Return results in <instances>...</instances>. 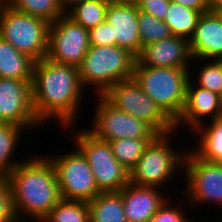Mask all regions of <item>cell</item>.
Masks as SVG:
<instances>
[{"mask_svg": "<svg viewBox=\"0 0 222 222\" xmlns=\"http://www.w3.org/2000/svg\"><path fill=\"white\" fill-rule=\"evenodd\" d=\"M83 89L77 67L56 63L46 57L35 61L32 106L41 124L57 119L63 129L70 128L80 111Z\"/></svg>", "mask_w": 222, "mask_h": 222, "instance_id": "1", "label": "cell"}, {"mask_svg": "<svg viewBox=\"0 0 222 222\" xmlns=\"http://www.w3.org/2000/svg\"><path fill=\"white\" fill-rule=\"evenodd\" d=\"M6 177L18 219L43 220L62 199L54 166L47 157L24 160Z\"/></svg>", "mask_w": 222, "mask_h": 222, "instance_id": "2", "label": "cell"}, {"mask_svg": "<svg viewBox=\"0 0 222 222\" xmlns=\"http://www.w3.org/2000/svg\"><path fill=\"white\" fill-rule=\"evenodd\" d=\"M189 69L135 66L133 78L141 90L175 123L185 106L187 84L192 74Z\"/></svg>", "mask_w": 222, "mask_h": 222, "instance_id": "3", "label": "cell"}, {"mask_svg": "<svg viewBox=\"0 0 222 222\" xmlns=\"http://www.w3.org/2000/svg\"><path fill=\"white\" fill-rule=\"evenodd\" d=\"M137 57L118 46H92L78 67L82 86L103 95L112 85L133 77Z\"/></svg>", "mask_w": 222, "mask_h": 222, "instance_id": "4", "label": "cell"}, {"mask_svg": "<svg viewBox=\"0 0 222 222\" xmlns=\"http://www.w3.org/2000/svg\"><path fill=\"white\" fill-rule=\"evenodd\" d=\"M157 135L145 147L143 155L129 172V182L138 186L157 187L165 184L174 173L184 170L186 152L176 150L170 144V135ZM181 170V171H180ZM162 184V185H161Z\"/></svg>", "mask_w": 222, "mask_h": 222, "instance_id": "5", "label": "cell"}, {"mask_svg": "<svg viewBox=\"0 0 222 222\" xmlns=\"http://www.w3.org/2000/svg\"><path fill=\"white\" fill-rule=\"evenodd\" d=\"M49 24L9 5L0 8V37L35 61L47 56Z\"/></svg>", "mask_w": 222, "mask_h": 222, "instance_id": "6", "label": "cell"}, {"mask_svg": "<svg viewBox=\"0 0 222 222\" xmlns=\"http://www.w3.org/2000/svg\"><path fill=\"white\" fill-rule=\"evenodd\" d=\"M102 96L116 109L147 123L158 135L175 133V123L141 90L133 77L112 85Z\"/></svg>", "mask_w": 222, "mask_h": 222, "instance_id": "7", "label": "cell"}, {"mask_svg": "<svg viewBox=\"0 0 222 222\" xmlns=\"http://www.w3.org/2000/svg\"><path fill=\"white\" fill-rule=\"evenodd\" d=\"M75 145L92 169L100 192L121 191L129 183V172L117 161L109 142L99 140L88 130H80Z\"/></svg>", "mask_w": 222, "mask_h": 222, "instance_id": "8", "label": "cell"}, {"mask_svg": "<svg viewBox=\"0 0 222 222\" xmlns=\"http://www.w3.org/2000/svg\"><path fill=\"white\" fill-rule=\"evenodd\" d=\"M49 158L54 166L62 199L90 202L99 193L92 169L77 148Z\"/></svg>", "mask_w": 222, "mask_h": 222, "instance_id": "9", "label": "cell"}, {"mask_svg": "<svg viewBox=\"0 0 222 222\" xmlns=\"http://www.w3.org/2000/svg\"><path fill=\"white\" fill-rule=\"evenodd\" d=\"M97 98L92 128L88 131L99 140L154 139L158 135L147 123L116 109L102 95Z\"/></svg>", "mask_w": 222, "mask_h": 222, "instance_id": "10", "label": "cell"}, {"mask_svg": "<svg viewBox=\"0 0 222 222\" xmlns=\"http://www.w3.org/2000/svg\"><path fill=\"white\" fill-rule=\"evenodd\" d=\"M89 47V30L66 14L49 24L46 58L51 61L78 68Z\"/></svg>", "mask_w": 222, "mask_h": 222, "instance_id": "11", "label": "cell"}, {"mask_svg": "<svg viewBox=\"0 0 222 222\" xmlns=\"http://www.w3.org/2000/svg\"><path fill=\"white\" fill-rule=\"evenodd\" d=\"M192 149L187 151L186 148L183 170L188 184V201L193 205L206 202L222 205V163L205 161Z\"/></svg>", "mask_w": 222, "mask_h": 222, "instance_id": "12", "label": "cell"}, {"mask_svg": "<svg viewBox=\"0 0 222 222\" xmlns=\"http://www.w3.org/2000/svg\"><path fill=\"white\" fill-rule=\"evenodd\" d=\"M31 83L32 80L0 77V122L24 130L41 124L32 106Z\"/></svg>", "mask_w": 222, "mask_h": 222, "instance_id": "13", "label": "cell"}, {"mask_svg": "<svg viewBox=\"0 0 222 222\" xmlns=\"http://www.w3.org/2000/svg\"><path fill=\"white\" fill-rule=\"evenodd\" d=\"M139 10L134 1L110 0L105 20L112 26L116 46L129 50L136 57L142 51L138 24Z\"/></svg>", "mask_w": 222, "mask_h": 222, "instance_id": "14", "label": "cell"}, {"mask_svg": "<svg viewBox=\"0 0 222 222\" xmlns=\"http://www.w3.org/2000/svg\"><path fill=\"white\" fill-rule=\"evenodd\" d=\"M190 61H193V57L189 41L172 35L143 46L135 66L178 68L189 67Z\"/></svg>", "mask_w": 222, "mask_h": 222, "instance_id": "15", "label": "cell"}, {"mask_svg": "<svg viewBox=\"0 0 222 222\" xmlns=\"http://www.w3.org/2000/svg\"><path fill=\"white\" fill-rule=\"evenodd\" d=\"M191 78L192 75L187 84L185 106L181 116L175 122V129H178L181 124H185L194 131L198 126L204 124V117L208 116L213 120L222 115L220 95L209 89L196 87L191 82Z\"/></svg>", "mask_w": 222, "mask_h": 222, "instance_id": "16", "label": "cell"}, {"mask_svg": "<svg viewBox=\"0 0 222 222\" xmlns=\"http://www.w3.org/2000/svg\"><path fill=\"white\" fill-rule=\"evenodd\" d=\"M193 59L218 60L222 55V18L217 12L202 13L188 40Z\"/></svg>", "mask_w": 222, "mask_h": 222, "instance_id": "17", "label": "cell"}, {"mask_svg": "<svg viewBox=\"0 0 222 222\" xmlns=\"http://www.w3.org/2000/svg\"><path fill=\"white\" fill-rule=\"evenodd\" d=\"M157 187L128 183L121 191L127 222H148L168 198Z\"/></svg>", "mask_w": 222, "mask_h": 222, "instance_id": "18", "label": "cell"}, {"mask_svg": "<svg viewBox=\"0 0 222 222\" xmlns=\"http://www.w3.org/2000/svg\"><path fill=\"white\" fill-rule=\"evenodd\" d=\"M35 60L0 37V77L32 80Z\"/></svg>", "mask_w": 222, "mask_h": 222, "instance_id": "19", "label": "cell"}, {"mask_svg": "<svg viewBox=\"0 0 222 222\" xmlns=\"http://www.w3.org/2000/svg\"><path fill=\"white\" fill-rule=\"evenodd\" d=\"M204 123L194 130L200 141L192 151L205 161L222 163V115Z\"/></svg>", "mask_w": 222, "mask_h": 222, "instance_id": "20", "label": "cell"}, {"mask_svg": "<svg viewBox=\"0 0 222 222\" xmlns=\"http://www.w3.org/2000/svg\"><path fill=\"white\" fill-rule=\"evenodd\" d=\"M88 205L90 222H127L120 191L101 192Z\"/></svg>", "mask_w": 222, "mask_h": 222, "instance_id": "21", "label": "cell"}, {"mask_svg": "<svg viewBox=\"0 0 222 222\" xmlns=\"http://www.w3.org/2000/svg\"><path fill=\"white\" fill-rule=\"evenodd\" d=\"M201 14L199 11L171 1L164 23L170 28L172 35L189 40Z\"/></svg>", "mask_w": 222, "mask_h": 222, "instance_id": "22", "label": "cell"}, {"mask_svg": "<svg viewBox=\"0 0 222 222\" xmlns=\"http://www.w3.org/2000/svg\"><path fill=\"white\" fill-rule=\"evenodd\" d=\"M109 1L110 0L81 1L69 8L65 14L77 24L90 30L105 21Z\"/></svg>", "mask_w": 222, "mask_h": 222, "instance_id": "23", "label": "cell"}, {"mask_svg": "<svg viewBox=\"0 0 222 222\" xmlns=\"http://www.w3.org/2000/svg\"><path fill=\"white\" fill-rule=\"evenodd\" d=\"M22 127L14 124L0 122V177H6L22 161H14L13 153L19 141Z\"/></svg>", "mask_w": 222, "mask_h": 222, "instance_id": "24", "label": "cell"}, {"mask_svg": "<svg viewBox=\"0 0 222 222\" xmlns=\"http://www.w3.org/2000/svg\"><path fill=\"white\" fill-rule=\"evenodd\" d=\"M152 140L124 138L110 141L109 144L117 161L130 172Z\"/></svg>", "mask_w": 222, "mask_h": 222, "instance_id": "25", "label": "cell"}, {"mask_svg": "<svg viewBox=\"0 0 222 222\" xmlns=\"http://www.w3.org/2000/svg\"><path fill=\"white\" fill-rule=\"evenodd\" d=\"M8 5L20 12L44 19L48 23L55 22L65 14L59 0H11Z\"/></svg>", "mask_w": 222, "mask_h": 222, "instance_id": "26", "label": "cell"}, {"mask_svg": "<svg viewBox=\"0 0 222 222\" xmlns=\"http://www.w3.org/2000/svg\"><path fill=\"white\" fill-rule=\"evenodd\" d=\"M43 220L45 222H90L88 202L61 199Z\"/></svg>", "mask_w": 222, "mask_h": 222, "instance_id": "27", "label": "cell"}, {"mask_svg": "<svg viewBox=\"0 0 222 222\" xmlns=\"http://www.w3.org/2000/svg\"><path fill=\"white\" fill-rule=\"evenodd\" d=\"M139 36L142 46L161 41L172 36L170 28L162 20L139 11Z\"/></svg>", "mask_w": 222, "mask_h": 222, "instance_id": "28", "label": "cell"}, {"mask_svg": "<svg viewBox=\"0 0 222 222\" xmlns=\"http://www.w3.org/2000/svg\"><path fill=\"white\" fill-rule=\"evenodd\" d=\"M207 64L200 70L198 74L197 86L209 89L219 95L222 94V64L218 60H208ZM213 61V62H212Z\"/></svg>", "mask_w": 222, "mask_h": 222, "instance_id": "29", "label": "cell"}, {"mask_svg": "<svg viewBox=\"0 0 222 222\" xmlns=\"http://www.w3.org/2000/svg\"><path fill=\"white\" fill-rule=\"evenodd\" d=\"M17 219L11 184L7 177H0V222H15Z\"/></svg>", "mask_w": 222, "mask_h": 222, "instance_id": "30", "label": "cell"}, {"mask_svg": "<svg viewBox=\"0 0 222 222\" xmlns=\"http://www.w3.org/2000/svg\"><path fill=\"white\" fill-rule=\"evenodd\" d=\"M89 39L92 46H116L112 26L106 20L89 30Z\"/></svg>", "mask_w": 222, "mask_h": 222, "instance_id": "31", "label": "cell"}, {"mask_svg": "<svg viewBox=\"0 0 222 222\" xmlns=\"http://www.w3.org/2000/svg\"><path fill=\"white\" fill-rule=\"evenodd\" d=\"M137 9L164 21L171 0H133Z\"/></svg>", "mask_w": 222, "mask_h": 222, "instance_id": "32", "label": "cell"}, {"mask_svg": "<svg viewBox=\"0 0 222 222\" xmlns=\"http://www.w3.org/2000/svg\"><path fill=\"white\" fill-rule=\"evenodd\" d=\"M166 200L165 203L159 208V210L148 220V222H188L183 215L181 209L175 206L169 207ZM177 208V209H176Z\"/></svg>", "mask_w": 222, "mask_h": 222, "instance_id": "33", "label": "cell"}, {"mask_svg": "<svg viewBox=\"0 0 222 222\" xmlns=\"http://www.w3.org/2000/svg\"><path fill=\"white\" fill-rule=\"evenodd\" d=\"M173 2L179 3L187 8L205 13L209 11V5L207 0H171Z\"/></svg>", "mask_w": 222, "mask_h": 222, "instance_id": "34", "label": "cell"}, {"mask_svg": "<svg viewBox=\"0 0 222 222\" xmlns=\"http://www.w3.org/2000/svg\"><path fill=\"white\" fill-rule=\"evenodd\" d=\"M209 5V11L211 12H219L222 10V0H207Z\"/></svg>", "mask_w": 222, "mask_h": 222, "instance_id": "35", "label": "cell"}, {"mask_svg": "<svg viewBox=\"0 0 222 222\" xmlns=\"http://www.w3.org/2000/svg\"><path fill=\"white\" fill-rule=\"evenodd\" d=\"M85 1V0H59L60 6L63 9V11L66 13L69 8H71L74 4Z\"/></svg>", "mask_w": 222, "mask_h": 222, "instance_id": "36", "label": "cell"}, {"mask_svg": "<svg viewBox=\"0 0 222 222\" xmlns=\"http://www.w3.org/2000/svg\"><path fill=\"white\" fill-rule=\"evenodd\" d=\"M15 222H45L44 220H35L33 219V221L30 219L26 220V219H17Z\"/></svg>", "mask_w": 222, "mask_h": 222, "instance_id": "37", "label": "cell"}, {"mask_svg": "<svg viewBox=\"0 0 222 222\" xmlns=\"http://www.w3.org/2000/svg\"><path fill=\"white\" fill-rule=\"evenodd\" d=\"M11 0H0L1 5H8Z\"/></svg>", "mask_w": 222, "mask_h": 222, "instance_id": "38", "label": "cell"}, {"mask_svg": "<svg viewBox=\"0 0 222 222\" xmlns=\"http://www.w3.org/2000/svg\"><path fill=\"white\" fill-rule=\"evenodd\" d=\"M218 61L222 64V55L219 57Z\"/></svg>", "mask_w": 222, "mask_h": 222, "instance_id": "39", "label": "cell"}, {"mask_svg": "<svg viewBox=\"0 0 222 222\" xmlns=\"http://www.w3.org/2000/svg\"><path fill=\"white\" fill-rule=\"evenodd\" d=\"M218 14H219L220 17L222 18V10H220V11L218 12Z\"/></svg>", "mask_w": 222, "mask_h": 222, "instance_id": "40", "label": "cell"}, {"mask_svg": "<svg viewBox=\"0 0 222 222\" xmlns=\"http://www.w3.org/2000/svg\"><path fill=\"white\" fill-rule=\"evenodd\" d=\"M220 99H221V108H222V94L220 95Z\"/></svg>", "mask_w": 222, "mask_h": 222, "instance_id": "41", "label": "cell"}]
</instances>
